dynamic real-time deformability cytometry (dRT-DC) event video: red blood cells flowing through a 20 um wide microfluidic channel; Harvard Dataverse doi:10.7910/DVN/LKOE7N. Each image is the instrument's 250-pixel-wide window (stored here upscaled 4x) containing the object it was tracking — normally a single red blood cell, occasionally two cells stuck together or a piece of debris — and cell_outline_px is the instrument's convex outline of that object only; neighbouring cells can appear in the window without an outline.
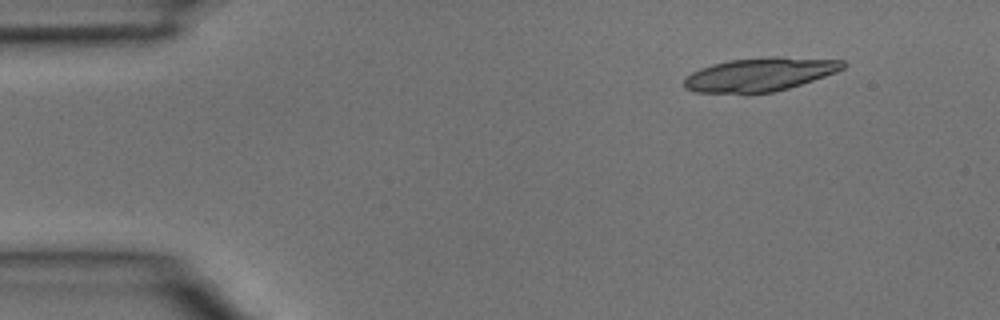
{"species": "common noctule bat (a hibernating species)", "species_latin": "Nyctalus noctula", "temperature_condition": "room temperature", "stored_images_in_passage": 4, "camera_frame_rate_fps": 3000, "um_per_image_px": 0.085, "animal": {"sex": "male", "body_mass_g": 15.6}, "frame": {"image": 1, "passage_image": 2, "time_ms": 0.333, "image_size_px": [1000, 320], "cell_outline_px": [[848, 64], [844, 68], [836, 72], [788, 88], [772, 92], [696, 92], [684, 88], [684, 80], [692, 72], [700, 68], [712, 64], [728, 60], [776, 56], [844, 60]], "centroid_in_image_um": [64.61, 6.3], "position_along_channel_um": 20.4, "area_um2": 30.69}}